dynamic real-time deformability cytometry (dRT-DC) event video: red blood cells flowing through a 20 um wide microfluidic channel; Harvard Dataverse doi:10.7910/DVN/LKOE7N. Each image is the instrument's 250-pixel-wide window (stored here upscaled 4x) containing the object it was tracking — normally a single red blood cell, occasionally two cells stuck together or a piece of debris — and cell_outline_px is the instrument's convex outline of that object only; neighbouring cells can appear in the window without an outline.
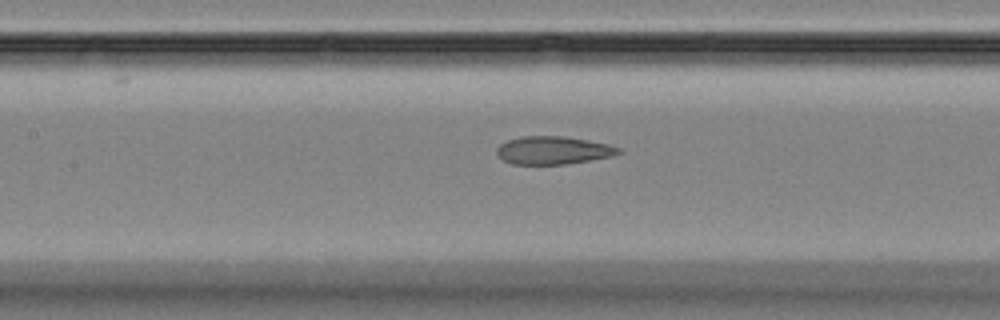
{"species": "Egyptian fruit bat (a non-hibernating species)", "species_latin": "Rousettus aegyptiacus", "temperature_condition": "room temperature", "stored_images_in_passage": 55, "camera_frame_rate_fps": 3000, "um_per_image_px": 0.085, "animal": {"sex": "female"}, "frame": {"image": 1, "passage_image": 25, "time_ms": 8.0, "image_size_px": [1000, 320], "cell_outline_px": [[624, 152], [612, 156], [568, 164], [512, 164], [504, 160], [496, 152], [496, 148], [500, 144], [508, 140], [520, 136], [564, 136], [588, 140], [608, 144], [620, 148]], "centroid_in_image_um": [47.04, 12.77], "position_along_channel_um": 160.4, "area_um2": 19.88}}
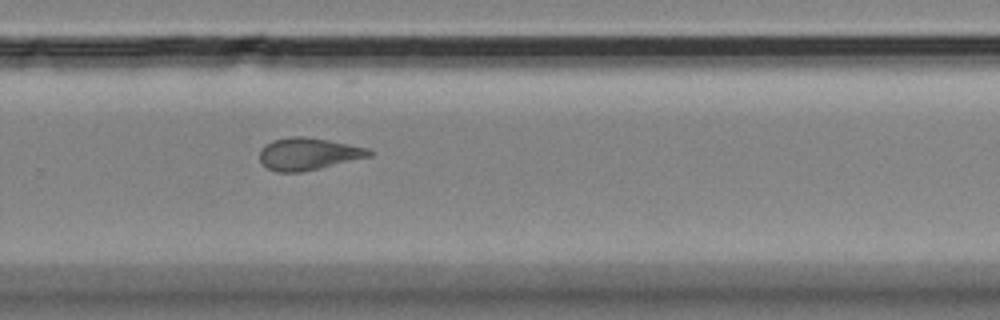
{"frame": {"image": 2, "passage_image": 37, "time_ms": 12.0, "image_size_px": [1000, 320], "cell_outline_px": [[372, 156], [320, 168], [300, 172], [276, 172], [268, 168], [260, 160], [260, 148], [264, 144], [272, 140], [292, 136], [304, 136], [328, 140], [368, 148], [372, 152]], "centroid_in_image_um": [26.18, 13.07], "position_along_channel_um": 303.6, "area_um2": 20.52}}
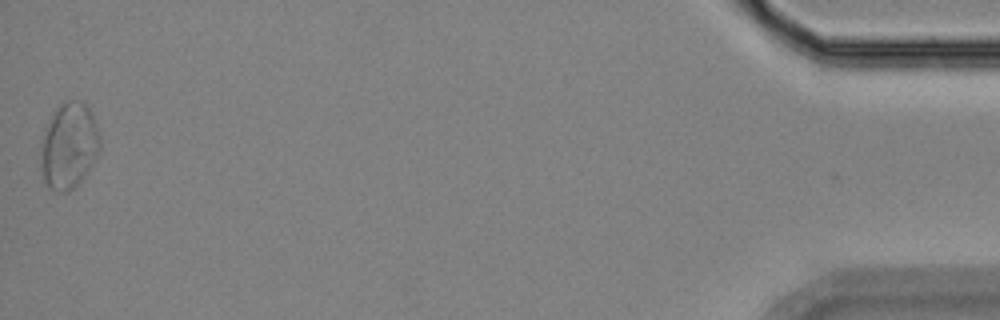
{"frame": {"image": 3, "passage_image": 55, "time_ms": 18.0, "image_size_px": [1000, 320], "cell_outline_px": [[100, 148], [96, 156], [80, 180], [68, 192], [60, 192], [48, 188], [44, 180], [40, 164], [40, 144], [44, 128], [52, 112], [60, 104], [68, 100], [84, 100], [96, 124], [100, 136]], "centroid_in_image_um": [5.81, 12.35], "position_along_channel_um": 429.4, "area_um2": 29.77}, "authors_computed_cell_mechanics": {"area_um2": 22.542, "velocity_mm_per_s": 3.5952, "shape_relaxation_time_tau1_ms": null, "shape_relaxation_time_tau2_ms": 2.043, "deformation_change_tau1": null, "deformation_change_tau2": 0.0898}}